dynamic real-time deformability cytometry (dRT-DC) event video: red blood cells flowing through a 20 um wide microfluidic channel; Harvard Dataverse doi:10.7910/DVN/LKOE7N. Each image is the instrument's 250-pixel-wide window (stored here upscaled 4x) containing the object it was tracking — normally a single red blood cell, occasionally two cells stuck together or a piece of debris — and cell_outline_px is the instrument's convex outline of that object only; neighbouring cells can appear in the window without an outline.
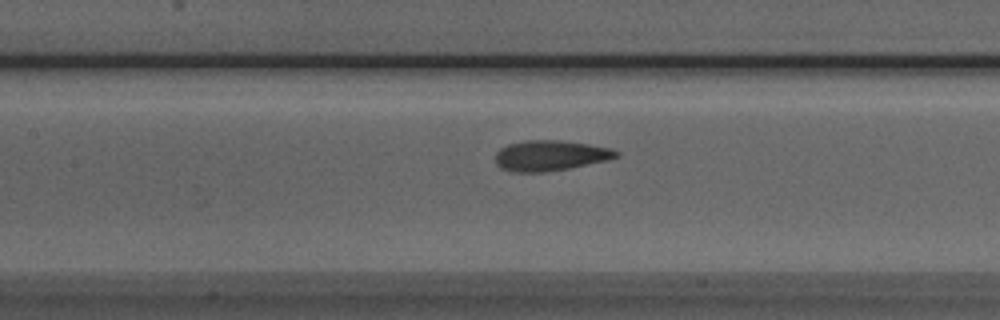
{"species": "Egyptian fruit bat (a non-hibernating species)", "species_latin": "Rousettus aegyptiacus", "temperature_condition": "room temperature", "stored_images_in_passage": 25, "camera_frame_rate_fps": 3000, "um_per_image_px": 0.085, "animal": {"sex": "male"}, "frame": {"image": 1, "passage_image": 8, "time_ms": 2.333, "image_size_px": [1000, 320], "cell_outline_px": [[620, 156], [608, 160], [568, 168], [544, 172], [512, 172], [500, 168], [496, 164], [496, 152], [500, 148], [508, 144], [528, 140], [560, 140], [588, 144], [612, 148], [620, 152]], "centroid_in_image_um": [46.78, 13.22], "position_along_channel_um": 160.6, "area_um2": 21.5}}
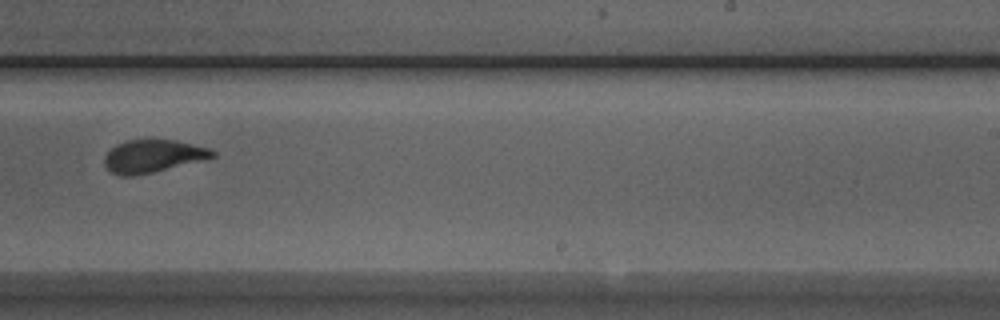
{"frame": {"image": 2, "passage_image": 17, "time_ms": 5.333, "image_size_px": [1000, 320], "cell_outline_px": [[216, 156], [208, 160], [152, 172], [132, 176], [120, 176], [112, 172], [104, 164], [104, 156], [116, 144], [128, 140], [176, 140], [208, 148], [216, 152]], "centroid_in_image_um": [13.03, 13.28], "position_along_channel_um": 276.0, "area_um2": 20.63}}
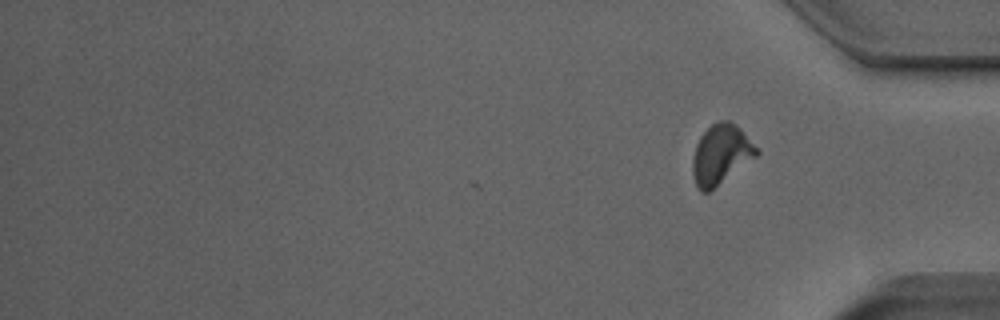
{"frame": {"image": 3, "passage_image": 25, "time_ms": 8.0, "image_size_px": [1000, 320], "cell_outline_px": [[760, 152], [756, 156], [708, 192], [700, 192], [696, 188], [692, 172], [692, 160], [696, 144], [700, 136], [712, 124], [720, 120], [728, 120], [736, 124], [740, 128]], "centroid_in_image_um": [61.24, 13.12], "position_along_channel_um": 374.0, "area_um2": 21.96}, "authors_computed_cell_mechanics": {"area_um2": 21.2704, "velocity_mm_per_s": 3.8595, "shape_relaxation_time_tau1_ms": 4.6384, "shape_relaxation_time_tau2_ms": 1.0302, "deformation_change_tau1": 0.173, "deformation_change_tau2": 0.0674}}